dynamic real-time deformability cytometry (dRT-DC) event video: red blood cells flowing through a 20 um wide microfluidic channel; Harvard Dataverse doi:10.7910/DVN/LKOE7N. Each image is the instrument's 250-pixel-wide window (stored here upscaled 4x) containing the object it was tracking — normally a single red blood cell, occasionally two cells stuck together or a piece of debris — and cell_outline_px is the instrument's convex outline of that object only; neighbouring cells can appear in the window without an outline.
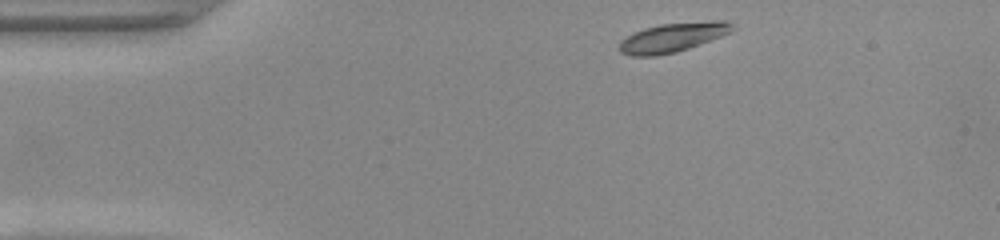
{"species": "common noctule bat (a hibernating species)", "species_latin": "Nyctalus noctula", "temperature_condition": "warm", "stored_images_in_passage": 42, "camera_frame_rate_fps": 3000, "um_per_image_px": 0.085, "animal": {"sex": "female", "body_mass_g": 22.0, "forearm_length_mm": 56.7}, "frame": {"image": 1, "passage_image": 1, "time_ms": 0.0, "image_size_px": [1000, 240], "cell_outline_px": [[736, 28], [732, 32], [688, 48], [676, 52], [656, 56], [632, 56], [620, 52], [620, 40], [644, 28], [660, 24], [712, 20], [724, 20], [732, 24]], "centroid_in_image_um": [57.21, 3.17], "position_along_channel_um": 27.8, "area_um2": 19.19}}
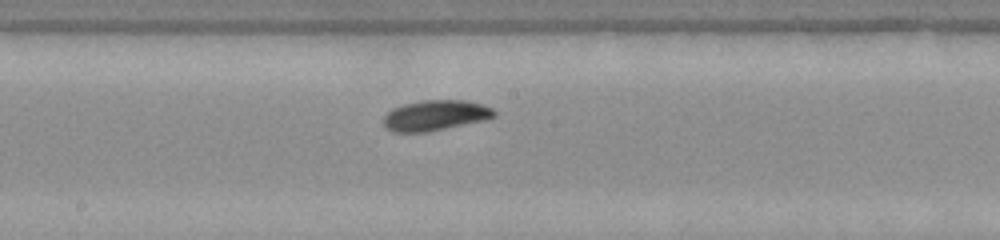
{"frame": {"image": 2, "passage_image": 19, "time_ms": 6.0, "image_size_px": [1000, 240], "cell_outline_px": [[496, 116], [484, 120], [428, 132], [392, 132], [384, 124], [384, 116], [392, 108], [404, 104], [424, 100], [464, 100], [484, 104], [492, 108], [496, 112]], "centroid_in_image_um": [37.03, 9.8], "position_along_channel_um": 211.2, "area_um2": 19.59}}
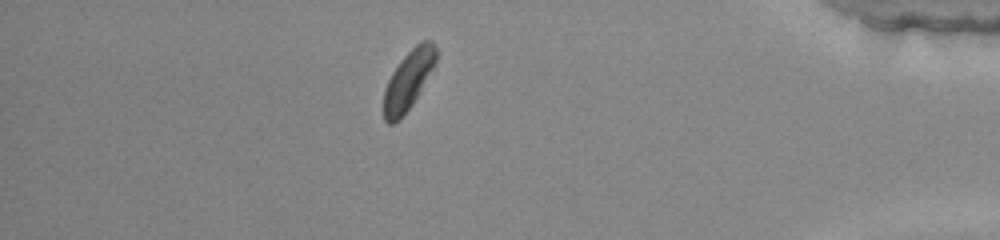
{"frame": {"image": 3, "passage_image": 36, "time_ms": 11.667, "image_size_px": [1000, 240], "cell_outline_px": [[436, 60], [432, 68], [412, 104], [400, 120], [392, 124], [388, 124], [384, 120], [384, 88], [392, 72], [400, 60], [416, 44], [424, 40], [432, 40], [436, 48]], "centroid_in_image_um": [34.68, 6.82], "position_along_channel_um": 400.5, "area_um2": 17.69}, "authors_computed_cell_mechanics": {"area_um2": 18.8428, "velocity_mm_per_s": 4.0687, "shape_relaxation_time_tau1_ms": 2.4134, "shape_relaxation_time_tau2_ms": null, "deformation_change_tau1": 0.1113, "deformation_change_tau2": null}}